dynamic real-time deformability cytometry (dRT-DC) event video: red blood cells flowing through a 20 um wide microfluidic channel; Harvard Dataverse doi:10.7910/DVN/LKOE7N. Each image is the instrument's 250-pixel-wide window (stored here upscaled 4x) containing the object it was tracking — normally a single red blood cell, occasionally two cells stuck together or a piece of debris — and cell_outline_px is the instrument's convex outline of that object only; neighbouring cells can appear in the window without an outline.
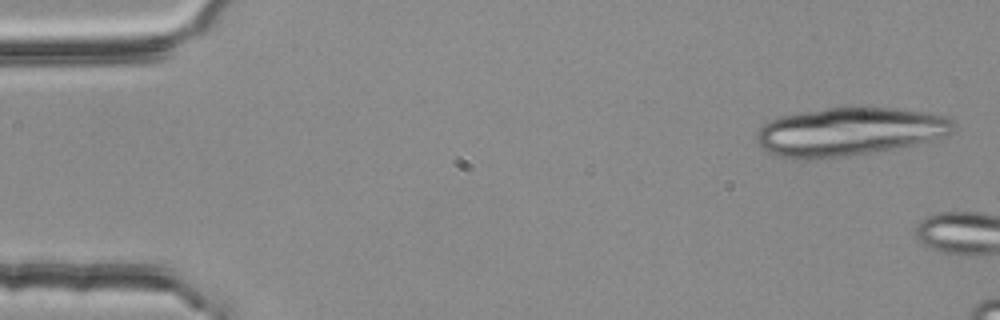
{"species": "common noctule bat (a hibernating species)", "species_latin": "Nyctalus noctula", "temperature_condition": "room temperature", "stored_images_in_passage": 6, "camera_frame_rate_fps": 3000, "um_per_image_px": 0.085, "animal": {"sex": "female", "body_mass_g": 25.1}, "frame": {"image": 1, "passage_image": 2, "time_ms": 0.333, "image_size_px": [1000, 320], "cell_outline_px": [[952, 132], [928, 140], [896, 148], [844, 156], [780, 156], [768, 152], [756, 144], [756, 132], [768, 120], [780, 116], [800, 112], [828, 108], [896, 108], [928, 112], [944, 116], [952, 120]], "centroid_in_image_um": [72.15, 11.15], "position_along_channel_um": 12.8, "area_um2": 53.93}}